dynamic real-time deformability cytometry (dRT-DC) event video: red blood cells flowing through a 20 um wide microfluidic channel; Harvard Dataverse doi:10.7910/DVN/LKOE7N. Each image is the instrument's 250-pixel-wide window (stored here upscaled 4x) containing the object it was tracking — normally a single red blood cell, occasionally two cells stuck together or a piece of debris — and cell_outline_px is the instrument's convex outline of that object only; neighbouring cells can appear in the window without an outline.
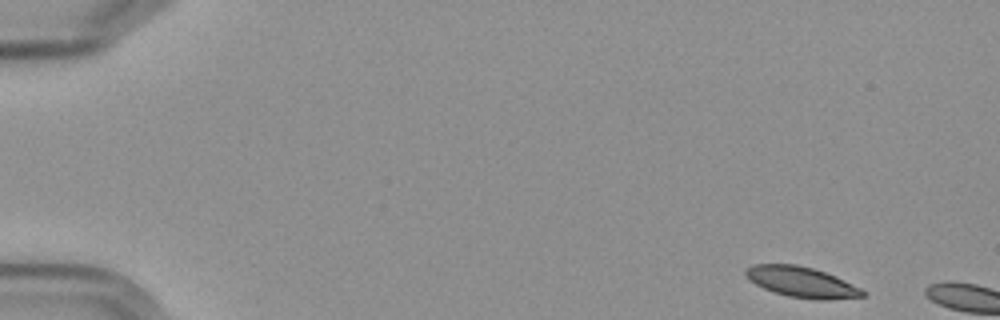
{"species": "Egyptian fruit bat (a non-hibernating species)", "species_latin": "Rousettus aegyptiacus", "temperature_condition": "cold", "stored_images_in_passage": 2, "camera_frame_rate_fps": 3000, "um_per_image_px": 0.085, "frame": {"image": 1, "passage_image": 1, "time_ms": 0.0, "image_size_px": [1000, 320], "cell_outline_px": [[864, 296], [828, 300], [816, 300], [788, 296], [764, 288], [748, 280], [744, 276], [744, 268], [752, 264], [796, 264], [812, 268], [836, 276], [860, 288], [864, 292]], "centroid_in_image_um": [68.08, 23.96], "position_along_channel_um": 16.9, "area_um2": 20.81}}